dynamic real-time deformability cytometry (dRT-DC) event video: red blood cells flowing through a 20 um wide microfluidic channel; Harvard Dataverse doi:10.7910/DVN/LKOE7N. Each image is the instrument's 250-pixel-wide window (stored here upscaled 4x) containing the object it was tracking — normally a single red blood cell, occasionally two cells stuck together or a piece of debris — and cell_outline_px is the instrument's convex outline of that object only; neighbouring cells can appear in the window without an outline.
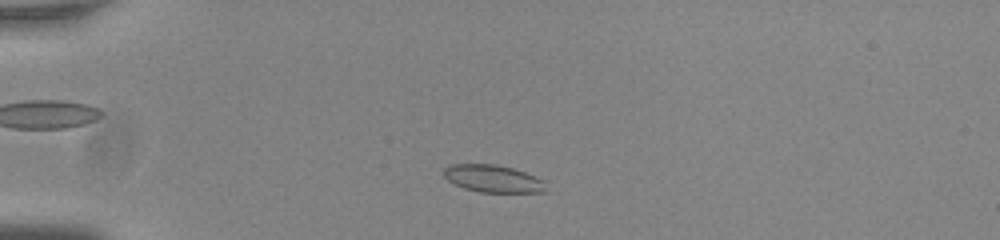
{"species": "common noctule bat (a hibernating species)", "species_latin": "Nyctalus noctula", "temperature_condition": "room temperature", "stored_images_in_passage": 47, "camera_frame_rate_fps": 3000, "um_per_image_px": 0.085, "animal": {"sex": "male", "body_mass_g": 20.0, "forearm_length_mm": 53.3}, "frame": {"image": 1, "passage_image": 7, "time_ms": 2.0, "image_size_px": [1000, 240], "cell_outline_px": [[548, 192], [480, 192], [464, 188], [448, 180], [444, 176], [444, 168], [448, 164], [496, 164], [512, 168], [536, 176], [544, 180]], "centroid_in_image_um": [41.93, 15.18], "position_along_channel_um": 43.1, "area_um2": 16.36}}
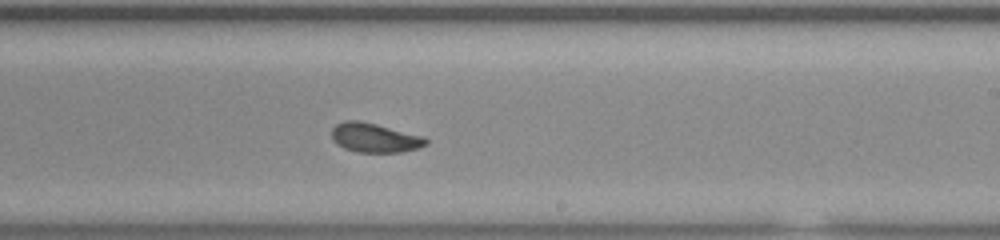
{"frame": {"image": 2, "passage_image": 27, "time_ms": 8.667, "image_size_px": [1000, 240], "cell_outline_px": [[428, 144], [416, 148], [400, 152], [356, 152], [344, 148], [336, 144], [332, 140], [332, 128], [336, 124], [344, 120], [360, 120], [424, 136], [428, 140]], "centroid_in_image_um": [31.82, 11.7], "position_along_channel_um": 257.2, "area_um2": 16.13}}
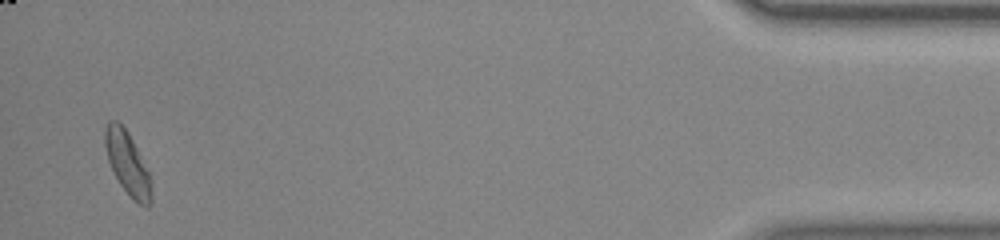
{"frame": {"image": 3, "passage_image": 46, "time_ms": 15.0, "image_size_px": [1000, 240], "cell_outline_px": [[152, 200], [148, 208], [144, 208], [120, 184], [108, 160], [104, 144], [104, 132], [108, 120], [116, 120], [128, 132], [148, 172], [152, 192]], "centroid_in_image_um": [10.83, 13.87], "position_along_channel_um": 424.4, "area_um2": 16.47}, "authors_computed_cell_mechanics": {"area_um2": 16.2996, "velocity_mm_per_s": 3.7832, "shape_relaxation_time_tau1_ms": 4.159, "shape_relaxation_time_tau2_ms": 1.6081, "deformation_change_tau1": 0.1166, "deformation_change_tau2": 0.052}}